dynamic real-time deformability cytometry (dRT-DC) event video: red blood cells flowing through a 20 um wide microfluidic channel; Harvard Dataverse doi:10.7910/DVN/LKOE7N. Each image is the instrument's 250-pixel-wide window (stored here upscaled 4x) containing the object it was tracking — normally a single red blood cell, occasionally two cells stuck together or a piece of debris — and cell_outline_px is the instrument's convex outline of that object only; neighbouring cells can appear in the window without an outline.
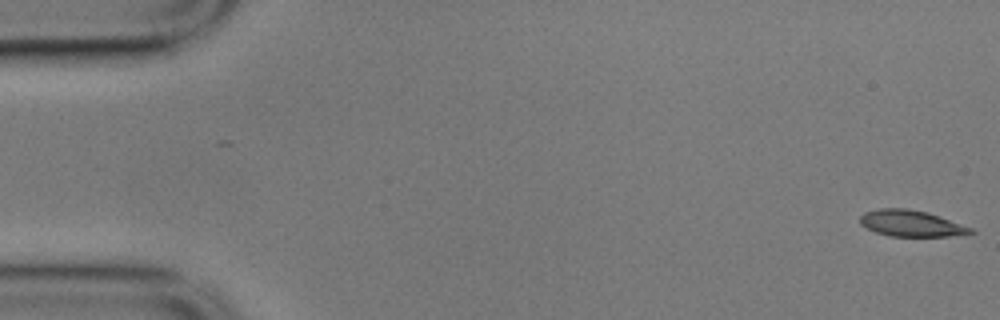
{"species": "common noctule bat (a hibernating species)", "species_latin": "Nyctalus noctula", "temperature_condition": "cold", "stored_images_in_passage": 57, "camera_frame_rate_fps": 3000, "um_per_image_px": 0.085, "animal": {"sex": "male", "body_mass_g": 17.9}, "frame": {"image": 1, "passage_image": 1, "time_ms": 0.0, "image_size_px": [1000, 320], "cell_outline_px": [[976, 232], [948, 236], [888, 236], [876, 232], [860, 224], [860, 216], [864, 212], [880, 208], [908, 208], [928, 212], [940, 216], [972, 228]], "centroid_in_image_um": [77.42, 18.98], "position_along_channel_um": 7.6, "area_um2": 16.88}}
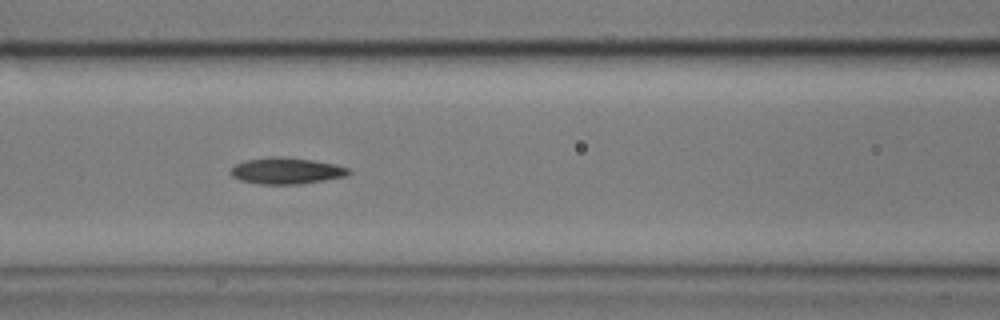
{"frame": {"image": 2, "passage_image": 24, "time_ms": 7.667, "image_size_px": [1000, 320], "cell_outline_px": [[352, 172], [344, 176], [324, 180], [300, 184], [260, 184], [240, 180], [232, 176], [228, 172], [236, 164], [244, 160], [268, 156], [280, 156], [312, 160], [336, 164], [348, 168]], "centroid_in_image_um": [24.31, 14.51], "position_along_channel_um": 142.3, "area_um2": 18.21}}
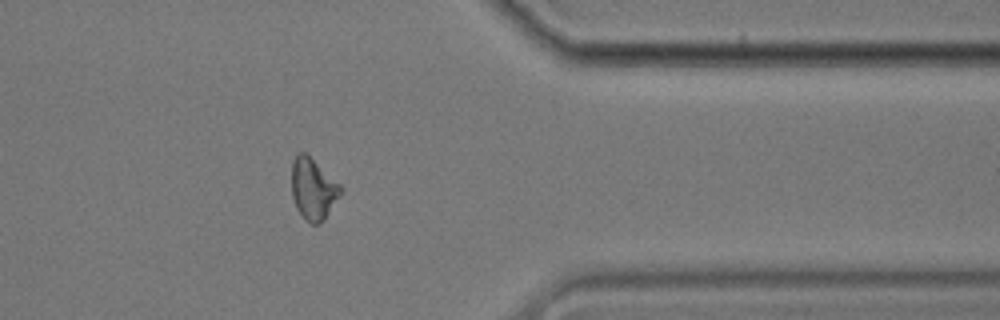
{"frame": {"image": 3, "passage_image": 46, "time_ms": 15.0, "image_size_px": [1000, 320], "cell_outline_px": [[344, 188], [340, 196], [324, 220], [320, 224], [312, 224], [296, 208], [292, 196], [292, 160], [300, 152], [304, 152], [340, 184]], "centroid_in_image_um": [26.63, 16.07], "position_along_channel_um": 384.8, "area_um2": 17.28}, "authors_computed_cell_mechanics": {"area_um2": 17.629, "velocity_mm_per_s": 3.5038, "shape_relaxation_time_tau1_ms": 9.2798, "shape_relaxation_time_tau2_ms": 4.7946, "deformation_change_tau1": 0.1768, "deformation_change_tau2": 0.1265}}